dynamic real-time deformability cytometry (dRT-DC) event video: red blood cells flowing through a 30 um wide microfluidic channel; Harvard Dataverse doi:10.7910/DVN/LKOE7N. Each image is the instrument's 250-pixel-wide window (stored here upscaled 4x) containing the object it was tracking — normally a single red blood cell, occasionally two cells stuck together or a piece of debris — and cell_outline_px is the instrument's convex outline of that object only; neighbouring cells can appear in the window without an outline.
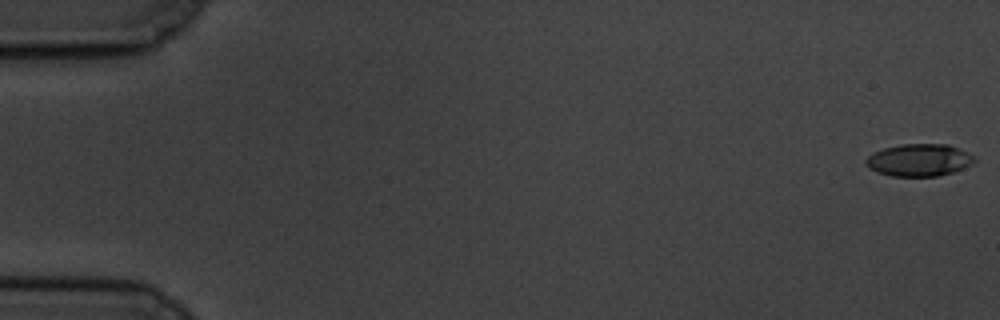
{"species": "common noctule bat (a hibernating species)", "species_latin": "Nyctalus noctula", "temperature_condition": "cold", "stored_images_in_passage": 15, "camera_frame_rate_fps": 3000, "um_per_image_px": 0.085, "animal": {"sex": "male", "body_mass_g": 19.5, "forearm_length_mm": 54.6}, "frame": {"image": 1, "passage_image": 1, "time_ms": 0.0, "image_size_px": [1000, 320], "cell_outline_px": [[976, 160], [972, 164], [952, 172], [936, 176], [892, 176], [876, 172], [868, 168], [864, 164], [864, 160], [872, 152], [884, 148], [900, 144], [948, 144], [972, 156]], "centroid_in_image_um": [78.04, 13.61], "position_along_channel_um": 7.0, "area_um2": 20.35}}